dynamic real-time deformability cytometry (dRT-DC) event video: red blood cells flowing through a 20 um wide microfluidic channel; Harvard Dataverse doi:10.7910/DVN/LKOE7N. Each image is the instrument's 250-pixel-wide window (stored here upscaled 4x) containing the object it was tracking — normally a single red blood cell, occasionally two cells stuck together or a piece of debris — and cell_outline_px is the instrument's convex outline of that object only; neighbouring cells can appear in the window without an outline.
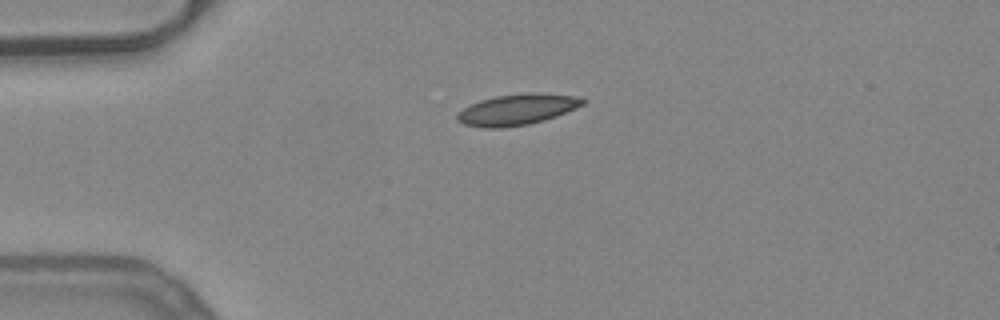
{"species": "common noctule bat (a hibernating species)", "species_latin": "Nyctalus noctula", "temperature_condition": "warm", "stored_images_in_passage": 40, "camera_frame_rate_fps": 3000, "um_per_image_px": 0.085, "animal": {"sex": "female", "body_mass_g": 24.6, "forearm_length_mm": 56.2}, "frame": {"image": 1, "passage_image": 1, "time_ms": 0.0, "image_size_px": [1000, 320], "cell_outline_px": [[584, 104], [576, 108], [556, 116], [544, 120], [528, 124], [500, 128], [484, 128], [464, 124], [456, 120], [456, 116], [464, 108], [480, 100], [496, 96], [528, 92], [536, 92], [580, 96], [584, 100]], "centroid_in_image_um": [43.97, 9.3], "position_along_channel_um": 41.0, "area_um2": 22.6}}
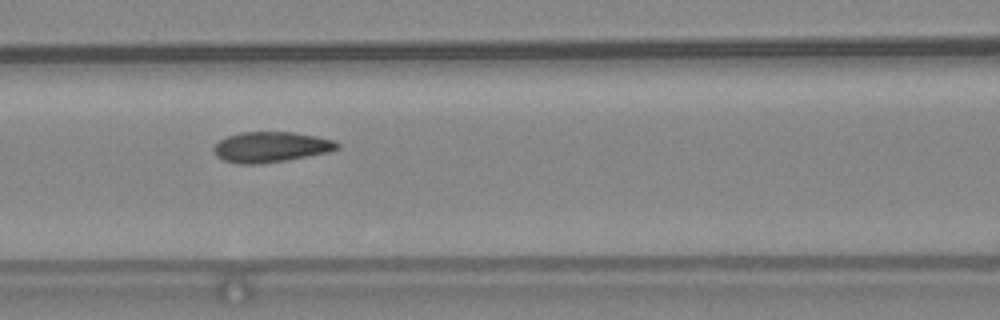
{"frame": {"image": 2, "passage_image": 11, "time_ms": 3.333, "image_size_px": [1000, 320], "cell_outline_px": [[340, 148], [328, 152], [284, 160], [256, 164], [240, 164], [224, 160], [216, 156], [212, 148], [220, 140], [228, 136], [240, 132], [292, 132], [316, 136], [336, 140], [340, 144]], "centroid_in_image_um": [23.03, 12.48], "position_along_channel_um": 143.6, "area_um2": 21.79}}
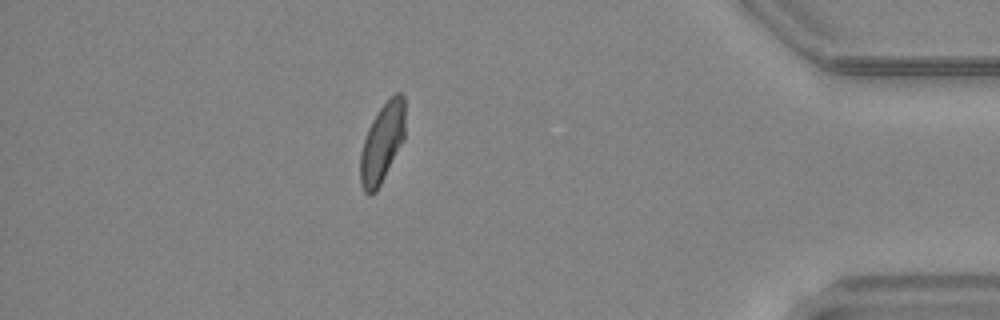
{"frame": {"image": 3, "passage_image": 34, "time_ms": 11.0, "image_size_px": [1000, 320], "cell_outline_px": [[404, 140], [376, 192], [368, 196], [364, 192], [360, 184], [360, 152], [368, 128], [376, 112], [396, 92], [400, 92], [404, 96]], "centroid_in_image_um": [32.47, 12.17], "position_along_channel_um": 402.7, "area_um2": 20.69}, "authors_computed_cell_mechanics": {"area_um2": 21.5883, "velocity_mm_per_s": 3.943, "shape_relaxation_time_tau1_ms": null, "shape_relaxation_time_tau2_ms": 1.1367, "deformation_change_tau1": null, "deformation_change_tau2": 0.0591}}